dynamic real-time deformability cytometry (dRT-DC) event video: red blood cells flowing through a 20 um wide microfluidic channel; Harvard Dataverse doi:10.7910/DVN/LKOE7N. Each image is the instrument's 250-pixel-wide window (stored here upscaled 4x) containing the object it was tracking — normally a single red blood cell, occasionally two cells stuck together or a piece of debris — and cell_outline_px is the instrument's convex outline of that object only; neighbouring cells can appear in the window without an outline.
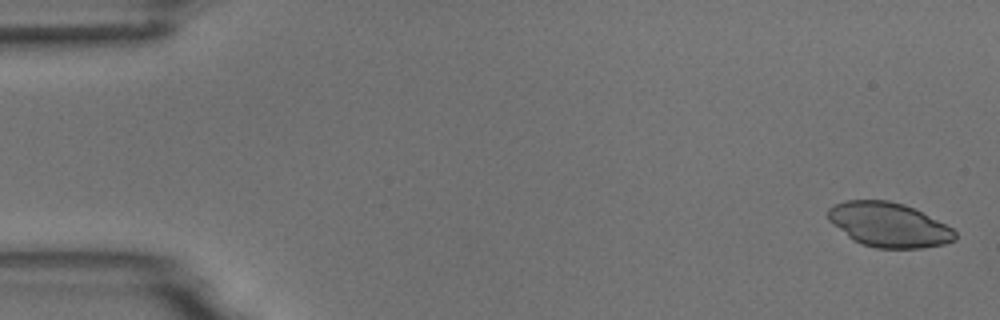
{"species": "common noctule bat (a hibernating species)", "species_latin": "Nyctalus noctula", "temperature_condition": "room temperature", "stored_images_in_passage": 6, "camera_frame_rate_fps": 3000, "um_per_image_px": 0.085, "animal": {"sex": "male", "body_mass_g": 18.8}, "frame": {"image": 1, "passage_image": 1, "time_ms": 0.0, "image_size_px": [1000, 320], "cell_outline_px": [[956, 240], [944, 244], [920, 248], [876, 248], [852, 240], [828, 220], [828, 208], [844, 200], [888, 200], [904, 204], [952, 228], [956, 232]], "centroid_in_image_um": [75.52, 19.11], "position_along_channel_um": 9.5, "area_um2": 32.6}}